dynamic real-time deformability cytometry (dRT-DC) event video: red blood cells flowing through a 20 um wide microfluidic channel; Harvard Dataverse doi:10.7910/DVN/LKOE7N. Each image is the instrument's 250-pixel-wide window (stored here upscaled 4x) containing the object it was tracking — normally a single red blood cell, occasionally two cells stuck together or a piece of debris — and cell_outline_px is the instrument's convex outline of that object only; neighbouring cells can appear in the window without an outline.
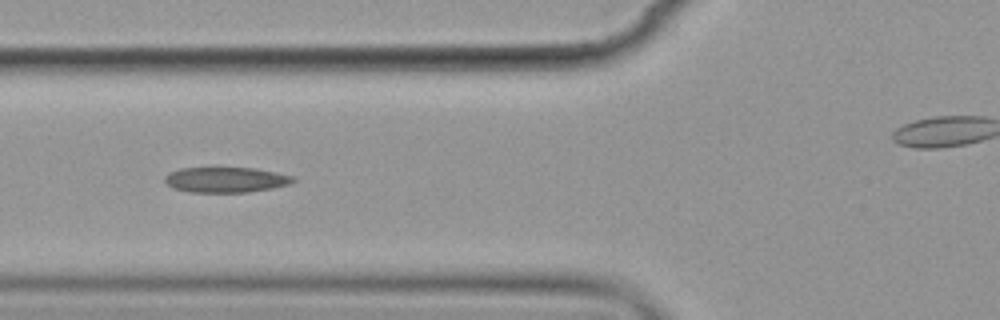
{"species": "common noctule bat (a hibernating species)", "species_latin": "Nyctalus noctula", "temperature_condition": "cold", "stored_images_in_passage": 10, "segment_of_instrument_passage": [1, 2], "camera_frame_rate_fps": 3000, "um_per_image_px": 0.085, "animal": {"sex": "female", "body_mass_g": 19.9}, "frame": {"image": 1, "passage_image": 4, "time_ms": 3.333, "image_size_px": [1000, 320], "cell_outline_px": [[296, 180], [288, 184], [272, 188], [248, 192], [188, 192], [172, 188], [164, 180], [164, 176], [168, 172], [180, 168], [256, 168], [276, 172], [292, 176]], "centroid_in_image_um": [19.15, 15.28], "position_along_channel_um": 106.6, "area_um2": 18.96}}
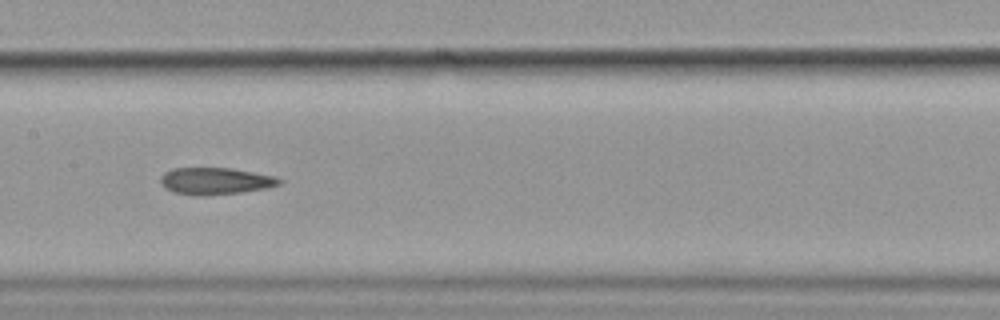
{"frame": {"image": 2, "passage_image": 6, "time_ms": 5.667, "image_size_px": [1000, 320], "cell_outline_px": [[280, 184], [268, 188], [240, 192], [204, 196], [196, 196], [176, 192], [164, 188], [160, 184], [160, 176], [164, 172], [172, 168], [232, 168], [276, 176], [280, 180]], "centroid_in_image_um": [18.27, 15.38], "position_along_channel_um": 189.1, "area_um2": 18.73}}
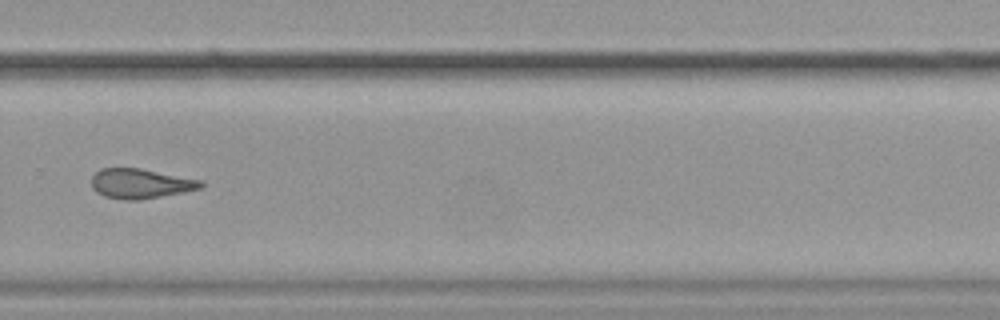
{"frame": {"image": 3, "passage_image": 9, "time_ms": 9.333, "image_size_px": [1000, 320], "cell_outline_px": [[204, 184], [200, 188], [184, 192], [140, 200], [124, 200], [104, 196], [96, 192], [92, 188], [92, 176], [100, 168], [140, 168], [200, 180]], "centroid_in_image_um": [11.91, 15.61], "position_along_channel_um": 317.9, "area_um2": 18.9}}